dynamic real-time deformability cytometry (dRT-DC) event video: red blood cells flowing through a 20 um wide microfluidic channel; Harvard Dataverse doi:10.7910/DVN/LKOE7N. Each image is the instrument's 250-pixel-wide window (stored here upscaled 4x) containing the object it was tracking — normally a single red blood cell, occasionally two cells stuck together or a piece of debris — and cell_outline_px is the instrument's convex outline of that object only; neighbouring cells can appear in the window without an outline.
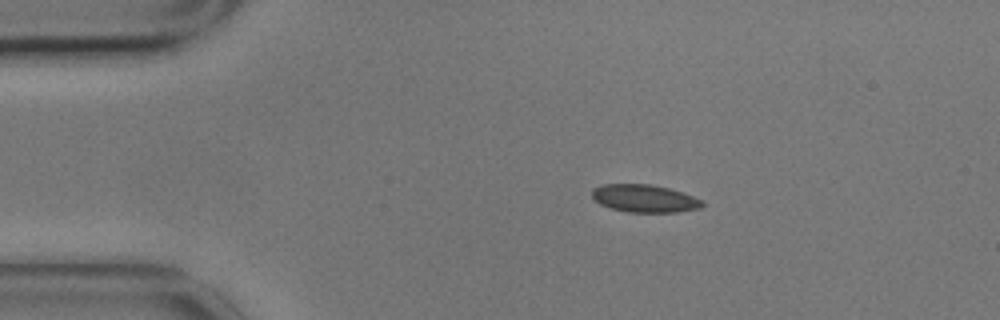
{"species": "common noctule bat (a hibernating species)", "species_latin": "Nyctalus noctula", "temperature_condition": "cold", "stored_images_in_passage": 3, "camera_frame_rate_fps": 3000, "um_per_image_px": 0.085, "animal": {"sex": "male", "body_mass_g": 17.9}, "frame": {"image": 1, "passage_image": 2, "time_ms": 0.333, "image_size_px": [1000, 320], "cell_outline_px": [[704, 204], [700, 208], [676, 212], [628, 212], [612, 208], [600, 204], [592, 196], [592, 188], [604, 184], [652, 184], [668, 188], [704, 200]], "centroid_in_image_um": [54.78, 16.86], "position_along_channel_um": 30.2, "area_um2": 17.69}}